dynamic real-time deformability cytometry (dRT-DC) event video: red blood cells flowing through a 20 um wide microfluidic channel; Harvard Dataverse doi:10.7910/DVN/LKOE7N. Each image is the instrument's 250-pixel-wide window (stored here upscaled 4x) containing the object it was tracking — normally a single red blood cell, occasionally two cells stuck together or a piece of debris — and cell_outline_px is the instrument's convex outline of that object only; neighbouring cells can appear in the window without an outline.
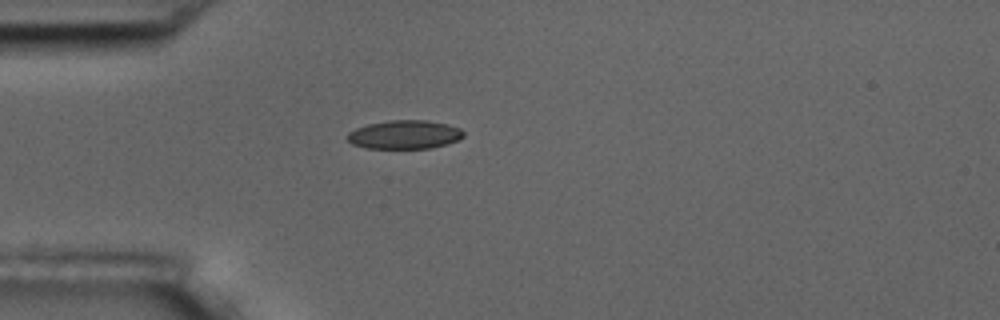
{"species": "common noctule bat (a hibernating species)", "species_latin": "Nyctalus noctula", "temperature_condition": "room temperature", "stored_images_in_passage": 2, "camera_frame_rate_fps": 3000, "um_per_image_px": 0.085, "animal": {"sex": "male", "body_mass_g": 17.5, "forearm_length_mm": 52.3}, "frame": {"image": 1, "passage_image": 1, "time_ms": 0.0, "image_size_px": [1000, 320], "cell_outline_px": [[464, 136], [460, 140], [448, 144], [432, 148], [364, 148], [352, 144], [348, 140], [348, 132], [356, 128], [368, 124], [388, 120], [428, 120], [448, 124], [460, 128], [464, 132]], "centroid_in_image_um": [34.42, 11.44], "position_along_channel_um": 50.6, "area_um2": 19.59}}